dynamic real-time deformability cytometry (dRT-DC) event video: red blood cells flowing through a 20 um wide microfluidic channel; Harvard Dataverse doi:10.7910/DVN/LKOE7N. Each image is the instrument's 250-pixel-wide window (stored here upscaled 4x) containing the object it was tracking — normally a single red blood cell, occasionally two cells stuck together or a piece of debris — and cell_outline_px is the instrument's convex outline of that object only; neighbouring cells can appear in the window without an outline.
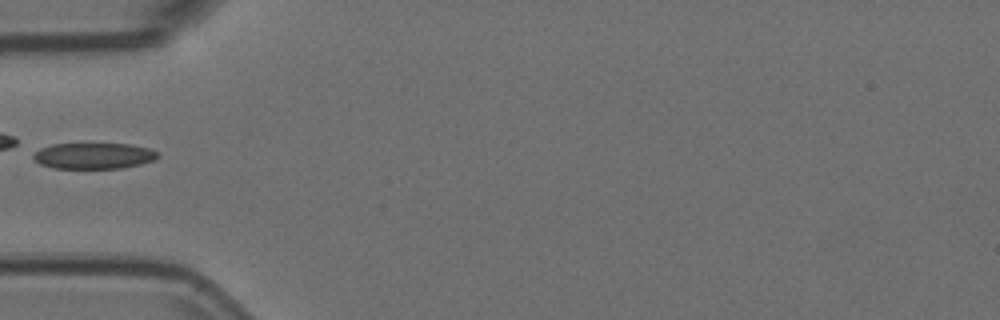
{"species": "Egyptian fruit bat (a non-hibernating species)", "species_latin": "Rousettus aegyptiacus", "temperature_condition": "room temperature", "stored_images_in_passage": 5, "camera_frame_rate_fps": 3000, "um_per_image_px": 0.085, "animal": {"sex": "female"}, "frame": {"image": 1, "passage_image": 4, "time_ms": 1.0, "image_size_px": [1000, 320], "cell_outline_px": [[160, 156], [152, 160], [140, 164], [120, 168], [52, 168], [40, 164], [32, 156], [32, 152], [40, 148], [52, 144], [132, 144], [148, 148], [156, 152]], "centroid_in_image_um": [7.92, 13.24], "position_along_channel_um": 77.1, "area_um2": 18.79}}
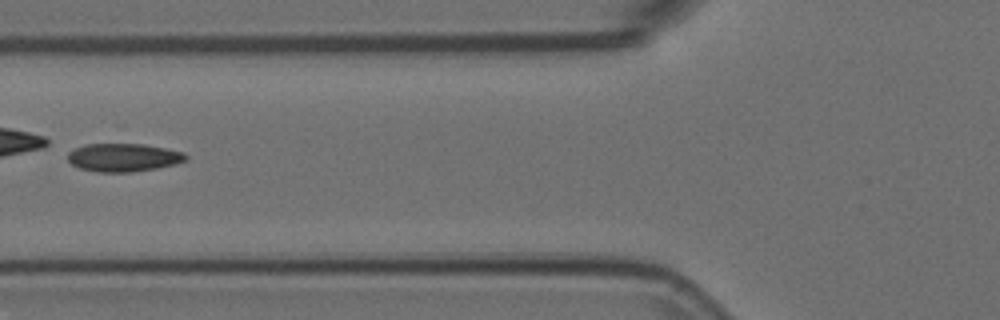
{"frame": {"image": 2, "passage_image": 5, "time_ms": 1.333, "image_size_px": [1000, 320], "cell_outline_px": [[188, 160], [176, 164], [156, 168], [132, 172], [96, 172], [80, 168], [72, 164], [68, 160], [68, 152], [84, 144], [124, 140], [184, 152], [188, 156]], "centroid_in_image_um": [10.49, 13.33], "position_along_channel_um": 115.3, "area_um2": 20.29}}